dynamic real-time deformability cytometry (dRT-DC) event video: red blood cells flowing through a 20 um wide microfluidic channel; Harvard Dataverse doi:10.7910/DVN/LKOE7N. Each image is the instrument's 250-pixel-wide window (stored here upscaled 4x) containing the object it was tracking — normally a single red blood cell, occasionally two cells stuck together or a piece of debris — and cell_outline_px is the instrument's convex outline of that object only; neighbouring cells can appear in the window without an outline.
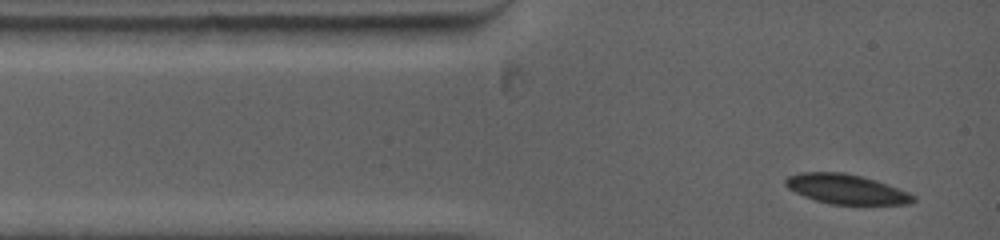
{"species": "common noctule bat (a hibernating species)", "species_latin": "Nyctalus noctula", "temperature_condition": "warm", "stored_images_in_passage": 21, "camera_frame_rate_fps": 5000, "um_per_image_px": 0.085, "animal": {"sex": "female", "body_mass_g": 19.0, "forearm_length_mm": 53.3}, "frame": {"image": 1, "passage_image": 1, "time_ms": 0.0, "image_size_px": [1000, 240], "cell_outline_px": [[916, 200], [908, 204], [828, 204], [804, 196], [788, 188], [784, 184], [784, 180], [788, 176], [800, 172], [844, 172], [876, 180], [888, 184], [908, 192], [916, 196]], "centroid_in_image_um": [71.92, 16.07], "position_along_channel_um": 13.1, "area_um2": 22.08}}
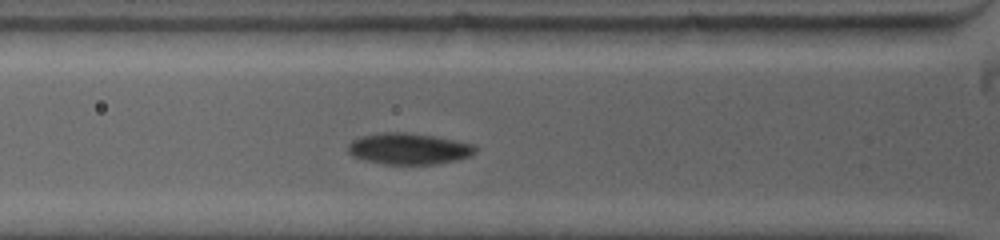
{"frame": {"image": 2, "passage_image": 7, "time_ms": 2.8, "image_size_px": [1000, 240], "cell_outline_px": [[476, 152], [468, 156], [456, 160], [436, 164], [384, 164], [364, 160], [352, 156], [348, 152], [348, 144], [352, 140], [360, 136], [384, 132], [404, 132], [432, 136], [456, 140], [476, 144]], "centroid_in_image_um": [34.73, 12.64], "position_along_channel_um": 91.1, "area_um2": 23.24}}
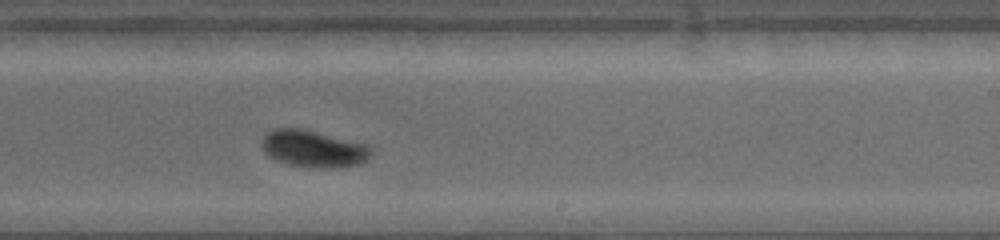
{"frame": {"image": 3, "passage_image": 21, "time_ms": 7.2, "image_size_px": [1000, 240], "cell_outline_px": [[372, 156], [368, 160], [360, 164], [328, 168], [316, 168], [292, 164], [276, 160], [268, 156], [264, 152], [260, 144], [264, 136], [268, 132], [276, 128], [300, 128], [364, 144], [372, 148]], "centroid_in_image_um": [26.63, 12.65], "position_along_channel_um": 262.4, "area_um2": 23.29}}